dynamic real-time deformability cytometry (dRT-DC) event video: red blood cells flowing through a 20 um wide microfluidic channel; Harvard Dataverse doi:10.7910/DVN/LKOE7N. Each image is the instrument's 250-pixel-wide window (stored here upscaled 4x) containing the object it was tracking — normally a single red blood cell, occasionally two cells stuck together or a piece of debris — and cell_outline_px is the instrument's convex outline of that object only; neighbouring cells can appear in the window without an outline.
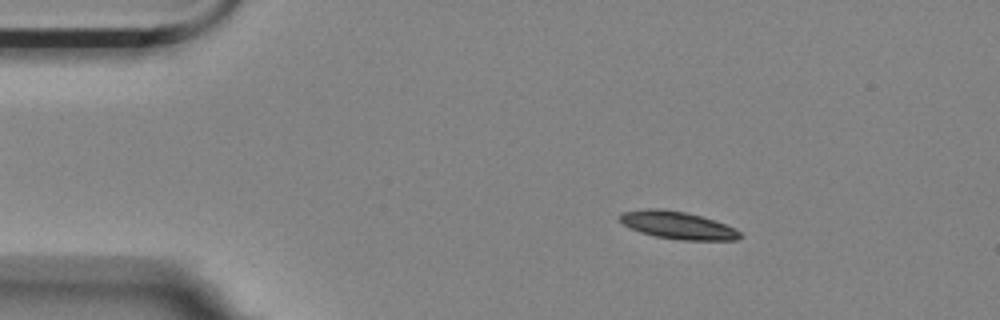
{"species": "Egyptian fruit bat (a non-hibernating species)", "species_latin": "Rousettus aegyptiacus", "temperature_condition": "room temperature", "stored_images_in_passage": 4, "camera_frame_rate_fps": 3000, "um_per_image_px": 0.085, "animal": {"sex": "female"}, "frame": {"image": 1, "passage_image": 2, "time_ms": 0.333, "image_size_px": [1000, 320], "cell_outline_px": [[740, 236], [736, 240], [680, 240], [656, 236], [640, 232], [624, 224], [616, 216], [620, 212], [648, 208], [660, 208], [684, 212], [700, 216], [736, 228], [740, 232]], "centroid_in_image_um": [57.55, 19.13], "position_along_channel_um": 27.4, "area_um2": 19.13}}